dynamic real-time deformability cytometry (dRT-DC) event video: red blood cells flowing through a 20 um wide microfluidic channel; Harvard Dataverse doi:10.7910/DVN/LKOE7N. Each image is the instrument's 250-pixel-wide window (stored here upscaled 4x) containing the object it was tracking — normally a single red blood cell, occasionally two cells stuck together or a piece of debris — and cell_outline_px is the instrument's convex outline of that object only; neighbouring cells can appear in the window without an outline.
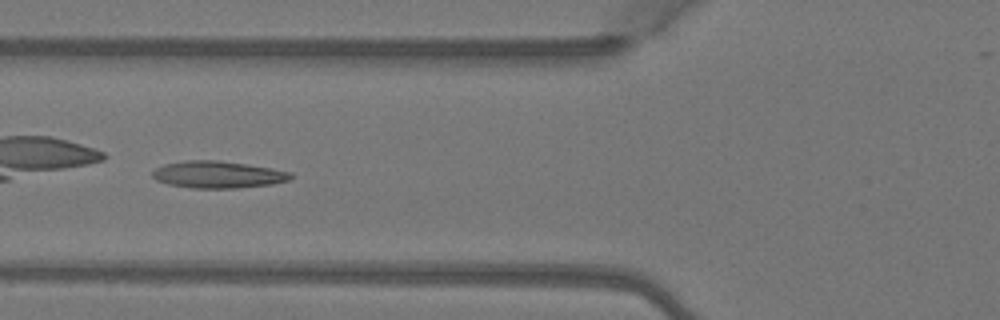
{"species": "Egyptian fruit bat (a non-hibernating species)", "species_latin": "Rousettus aegyptiacus", "temperature_condition": "warm", "stored_images_in_passage": 6, "camera_frame_rate_fps": 3000, "um_per_image_px": 0.085, "animal": {"sex": "female"}, "frame": {"image": 1, "passage_image": 6, "time_ms": 1.667, "image_size_px": [1000, 320], "cell_outline_px": [[292, 176], [288, 180], [272, 184], [236, 188], [192, 188], [168, 184], [156, 180], [152, 176], [152, 172], [156, 168], [164, 164], [188, 160], [220, 160], [248, 164], [272, 168], [292, 172]], "centroid_in_image_um": [18.52, 14.83], "position_along_channel_um": 107.3, "area_um2": 21.79}}